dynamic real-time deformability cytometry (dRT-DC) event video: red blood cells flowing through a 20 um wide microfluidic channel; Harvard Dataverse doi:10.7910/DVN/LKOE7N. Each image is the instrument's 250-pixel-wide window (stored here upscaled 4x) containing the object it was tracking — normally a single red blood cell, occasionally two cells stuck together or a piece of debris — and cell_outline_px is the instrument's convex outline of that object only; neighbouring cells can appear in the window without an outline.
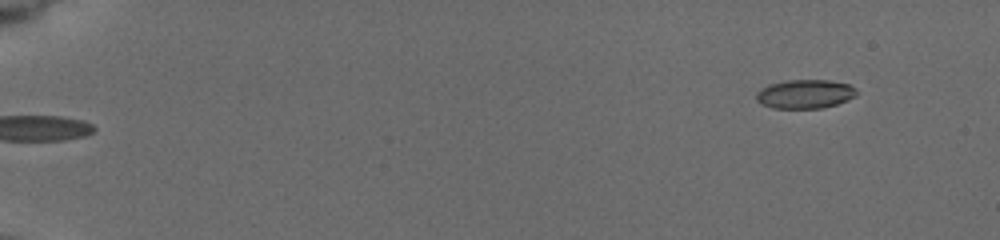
{"species": "common noctule bat (a hibernating species)", "species_latin": "Nyctalus noctula", "temperature_condition": "cold", "stored_images_in_passage": 50, "camera_frame_rate_fps": 3000, "um_per_image_px": 0.085, "animal": {"sex": "female", "body_mass_g": 19.5, "forearm_length_mm": 54.1}, "frame": {"image": 1, "passage_image": 1, "time_ms": 0.0, "image_size_px": [1000, 240], "cell_outline_px": [[856, 96], [848, 100], [836, 104], [820, 108], [772, 108], [756, 100], [756, 92], [760, 88], [768, 84], [788, 80], [828, 80], [848, 84], [856, 88]], "centroid_in_image_um": [68.41, 7.98], "position_along_channel_um": 16.6, "area_um2": 16.88}}
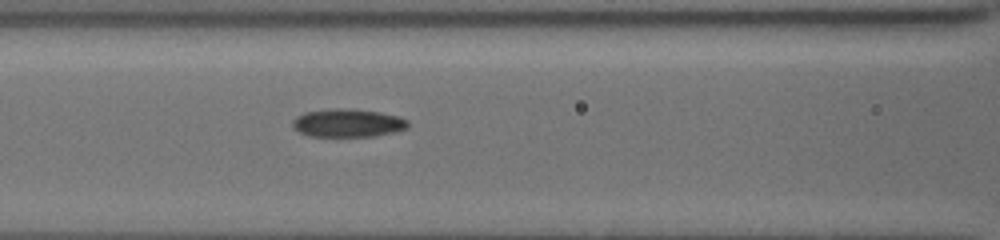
{"frame": {"image": 2, "passage_image": 28, "time_ms": 7.333, "image_size_px": [1000, 240], "cell_outline_px": [[408, 128], [396, 132], [376, 136], [308, 136], [300, 132], [292, 124], [292, 120], [296, 116], [304, 112], [328, 108], [352, 108], [380, 112], [400, 116], [408, 120]], "centroid_in_image_um": [29.59, 10.44], "position_along_channel_um": 137.0, "area_um2": 19.25}}
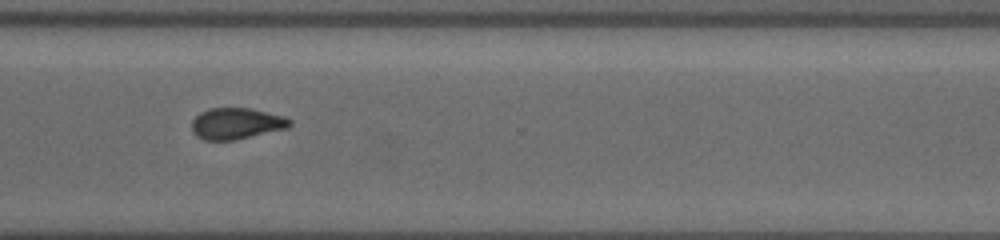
{"frame": {"image": 3, "passage_image": 49, "time_ms": 13.0, "image_size_px": [1000, 240], "cell_outline_px": [[292, 124], [288, 128], [236, 140], [204, 140], [196, 136], [192, 132], [192, 120], [200, 112], [208, 108], [252, 108], [284, 116], [292, 120]], "centroid_in_image_um": [20.1, 10.5], "position_along_channel_um": 350.5, "area_um2": 18.09}}